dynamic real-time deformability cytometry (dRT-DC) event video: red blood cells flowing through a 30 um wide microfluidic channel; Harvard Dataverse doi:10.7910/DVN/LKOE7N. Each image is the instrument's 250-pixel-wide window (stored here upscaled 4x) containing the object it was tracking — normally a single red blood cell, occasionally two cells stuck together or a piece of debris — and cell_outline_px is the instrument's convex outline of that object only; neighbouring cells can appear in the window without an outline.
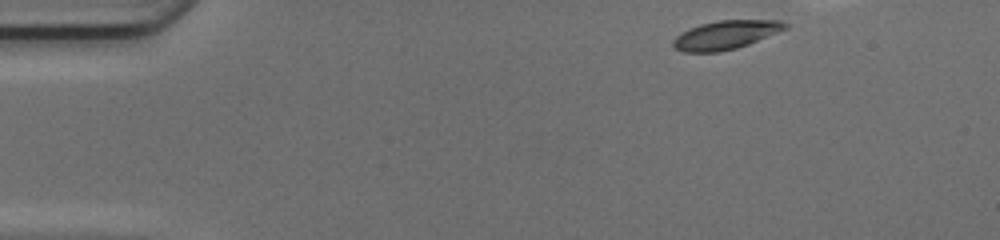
{"species": "common noctule bat (a hibernating species)", "species_latin": "Nyctalus noctula", "temperature_condition": "cold", "stored_images_in_passage": 35, "camera_frame_rate_fps": 3000, "um_per_image_px": 0.085, "animal": {"sex": "female", "body_mass_g": 17.0, "forearm_length_mm": 48.0}, "frame": {"image": 1, "passage_image": 1, "time_ms": 0.0, "image_size_px": [1000, 240], "cell_outline_px": [[788, 28], [748, 44], [736, 48], [720, 52], [684, 52], [676, 48], [672, 44], [672, 40], [680, 32], [688, 28], [700, 24], [720, 20], [780, 20], [788, 24]], "centroid_in_image_um": [61.66, 2.96], "position_along_channel_um": 23.3, "area_um2": 18.73}}
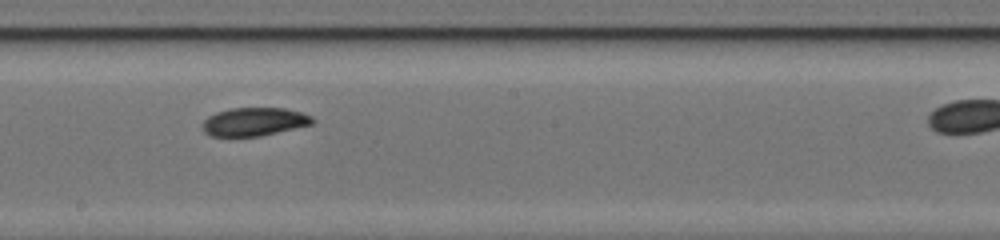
{"frame": {"image": 2, "passage_image": 22, "time_ms": 7.0, "image_size_px": [1000, 240], "cell_outline_px": [[316, 120], [312, 124], [260, 136], [212, 136], [204, 132], [200, 124], [208, 116], [216, 112], [232, 108], [284, 108], [300, 112], [312, 116]], "centroid_in_image_um": [21.58, 10.34], "position_along_channel_um": 226.6, "area_um2": 18.15}}
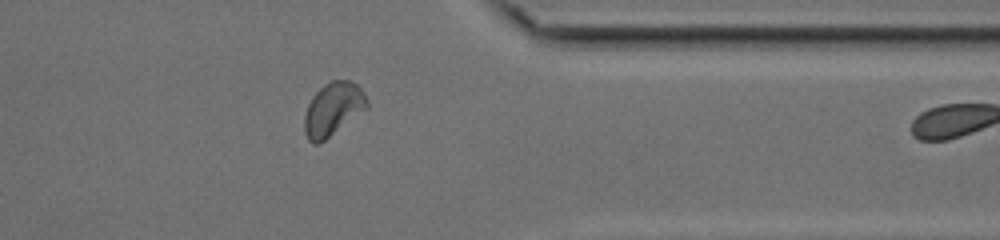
{"frame": {"image": 3, "passage_image": 34, "time_ms": 11.0, "image_size_px": [1000, 240], "cell_outline_px": [[368, 108], [324, 140], [316, 144], [312, 144], [308, 140], [304, 132], [304, 116], [308, 104], [312, 96], [324, 84], [332, 80], [348, 80], [356, 84], [364, 92], [368, 100]], "centroid_in_image_um": [28.3, 9.27], "position_along_channel_um": 383.1, "area_um2": 19.36}}